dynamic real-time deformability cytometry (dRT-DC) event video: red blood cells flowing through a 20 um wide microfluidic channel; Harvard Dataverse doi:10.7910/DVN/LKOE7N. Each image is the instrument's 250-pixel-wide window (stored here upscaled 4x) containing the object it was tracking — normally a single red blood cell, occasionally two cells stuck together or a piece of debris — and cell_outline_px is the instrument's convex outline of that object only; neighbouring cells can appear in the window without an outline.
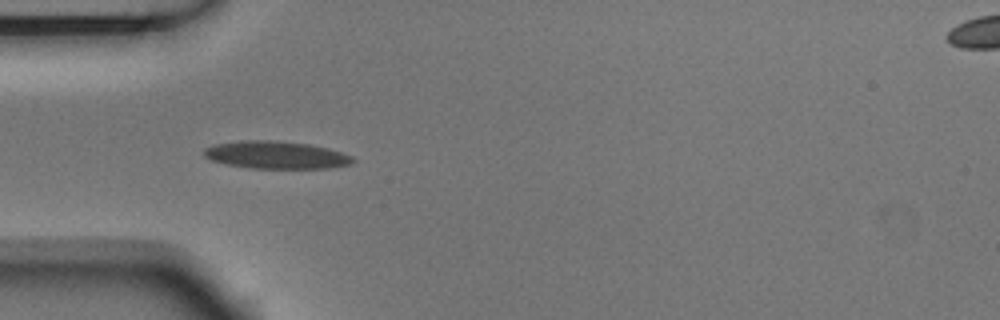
{"species": "Egyptian fruit bat (a non-hibernating species)", "species_latin": "Rousettus aegyptiacus", "temperature_condition": "room temperature", "stored_images_in_passage": 5, "camera_frame_rate_fps": 3000, "um_per_image_px": 0.085, "animal": {"sex": "male"}, "frame": {"image": 1, "passage_image": 4, "time_ms": 1.0, "image_size_px": [1000, 320], "cell_outline_px": [[356, 160], [352, 164], [328, 168], [252, 168], [228, 164], [212, 160], [204, 156], [204, 148], [216, 144], [240, 140], [272, 140], [308, 144], [328, 148], [352, 156]], "centroid_in_image_um": [23.49, 13.17], "position_along_channel_um": 61.5, "area_um2": 23.76}}
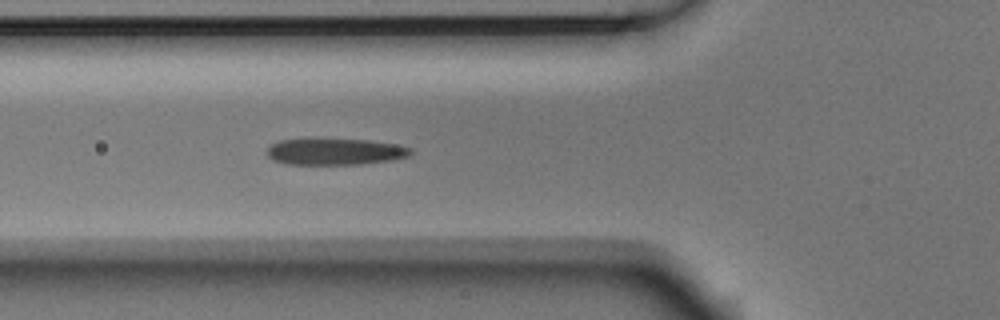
{"frame": {"image": 2, "passage_image": 5, "time_ms": 1.333, "image_size_px": [1000, 320], "cell_outline_px": [[412, 152], [408, 156], [392, 160], [360, 164], [288, 164], [276, 160], [268, 156], [268, 148], [272, 144], [280, 140], [304, 136], [308, 136], [368, 140], [396, 144], [412, 148]], "centroid_in_image_um": [28.45, 12.84], "position_along_channel_um": 97.3, "area_um2": 22.95}}